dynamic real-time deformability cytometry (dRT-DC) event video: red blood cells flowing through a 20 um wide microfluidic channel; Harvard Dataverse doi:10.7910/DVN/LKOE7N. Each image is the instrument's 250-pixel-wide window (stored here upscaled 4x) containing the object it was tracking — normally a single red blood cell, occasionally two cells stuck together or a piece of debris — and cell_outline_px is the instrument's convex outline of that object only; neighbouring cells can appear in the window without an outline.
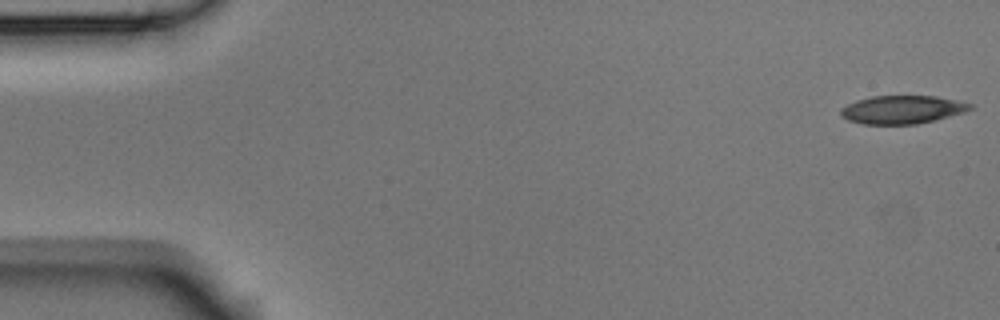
{"species": "Egyptian fruit bat (a non-hibernating species)", "species_latin": "Rousettus aegyptiacus", "temperature_condition": "room temperature", "stored_images_in_passage": 5, "camera_frame_rate_fps": 3000, "um_per_image_px": 0.085, "animal": {"sex": "male"}, "frame": {"image": 1, "passage_image": 1, "time_ms": 0.0, "image_size_px": [1000, 320], "cell_outline_px": [[976, 108], [964, 112], [916, 124], [864, 124], [848, 120], [840, 116], [840, 108], [856, 100], [872, 96], [936, 96], [956, 100], [972, 104]], "centroid_in_image_um": [76.67, 9.31], "position_along_channel_um": 8.3, "area_um2": 21.21}}
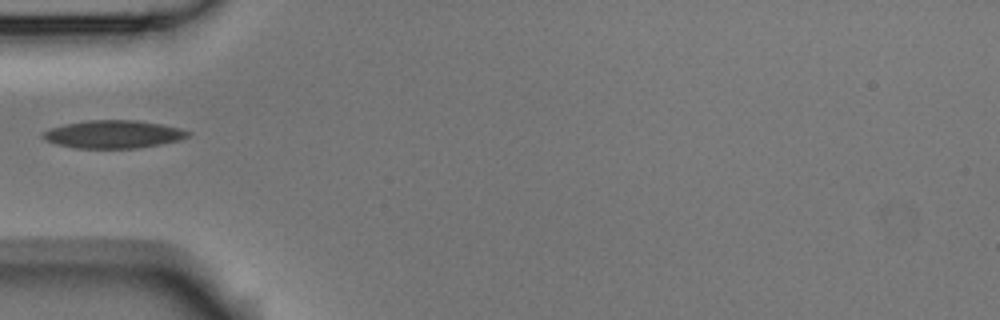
{"frame": {"image": 2, "passage_image": 5, "time_ms": 1.333, "image_size_px": [1000, 320], "cell_outline_px": [[192, 132], [188, 136], [180, 140], [160, 144], [136, 148], [76, 148], [56, 144], [40, 136], [44, 132], [52, 128], [64, 124], [88, 120], [136, 120], [160, 124], [180, 128]], "centroid_in_image_um": [9.66, 11.41], "position_along_channel_um": 75.3, "area_um2": 23.41}}